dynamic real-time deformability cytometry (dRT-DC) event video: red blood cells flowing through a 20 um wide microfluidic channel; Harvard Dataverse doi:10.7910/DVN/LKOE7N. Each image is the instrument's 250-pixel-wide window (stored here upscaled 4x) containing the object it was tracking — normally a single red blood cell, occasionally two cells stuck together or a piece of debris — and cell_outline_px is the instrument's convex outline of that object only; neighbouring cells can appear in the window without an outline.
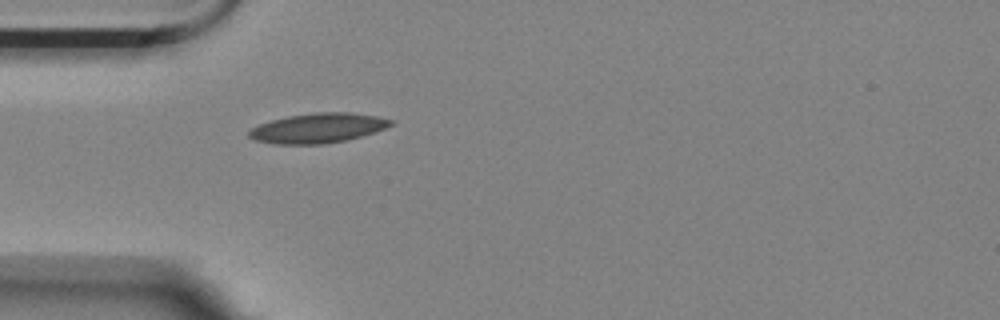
{"species": "Egyptian fruit bat (a non-hibernating species)", "species_latin": "Rousettus aegyptiacus", "temperature_condition": "room temperature", "stored_images_in_passage": 28, "camera_frame_rate_fps": 3000, "um_per_image_px": 0.085, "animal": {"sex": "female"}, "frame": {"image": 1, "passage_image": 1, "time_ms": 0.0, "image_size_px": [1000, 320], "cell_outline_px": [[392, 124], [376, 132], [344, 140], [324, 144], [272, 144], [256, 140], [248, 136], [248, 132], [252, 128], [260, 124], [272, 120], [288, 116], [312, 112], [352, 112], [376, 116], [392, 120]], "centroid_in_image_um": [27.01, 10.88], "position_along_channel_um": 58.0, "area_um2": 24.45}}
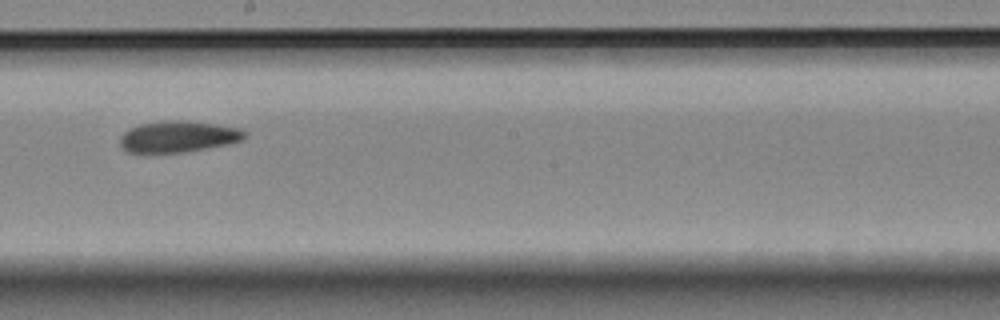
{"frame": {"image": 2, "passage_image": 16, "time_ms": 5.0, "image_size_px": [1000, 320], "cell_outline_px": [[248, 136], [244, 140], [228, 144], [184, 152], [128, 152], [120, 148], [120, 136], [128, 128], [140, 124], [168, 120], [184, 120], [216, 124], [240, 128], [248, 132]], "centroid_in_image_um": [15.17, 11.6], "position_along_channel_um": 233.0, "area_um2": 22.95}}
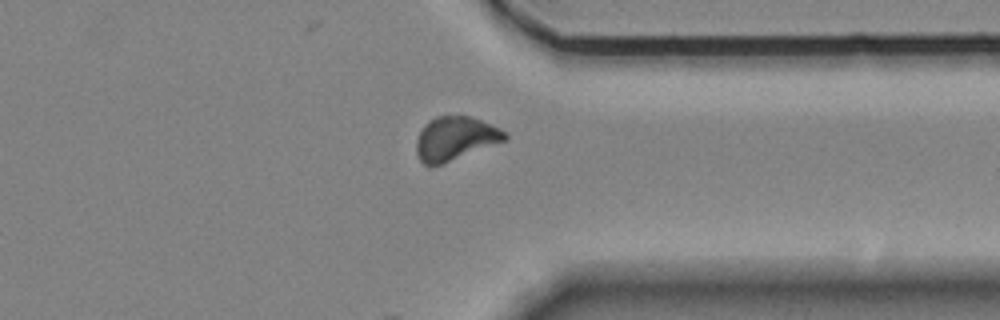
{"frame": {"image": 3, "passage_image": 28, "time_ms": 9.0, "image_size_px": [1000, 320], "cell_outline_px": [[508, 140], [432, 168], [424, 164], [420, 160], [416, 152], [416, 140], [424, 124], [428, 120], [436, 116], [468, 116], [480, 120], [500, 128], [508, 132]], "centroid_in_image_um": [38.7, 11.79], "position_along_channel_um": 372.7, "area_um2": 22.89}, "authors_computed_cell_mechanics": {"area_um2": 22.9466, "velocity_mm_per_s": 3.552, "shape_relaxation_time_tau1_ms": 6.7876, "shape_relaxation_time_tau2_ms": null, "deformation_change_tau1": 0.1274, "deformation_change_tau2": null}}